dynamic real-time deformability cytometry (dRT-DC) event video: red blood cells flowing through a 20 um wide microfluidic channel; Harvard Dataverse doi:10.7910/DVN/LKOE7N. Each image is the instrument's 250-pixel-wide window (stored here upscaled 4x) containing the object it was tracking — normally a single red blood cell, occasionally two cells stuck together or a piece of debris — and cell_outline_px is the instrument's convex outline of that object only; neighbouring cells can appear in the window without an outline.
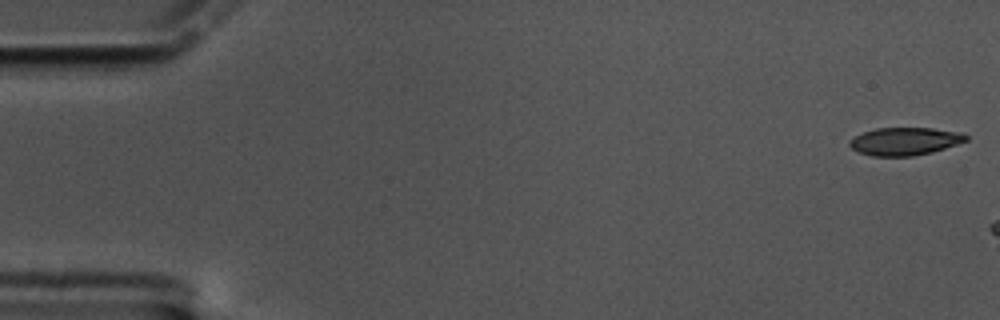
{"species": "common noctule bat (a hibernating species)", "species_latin": "Nyctalus noctula", "temperature_condition": "cold", "stored_images_in_passage": 8, "camera_frame_rate_fps": 3000, "um_per_image_px": 0.085, "animal": {"sex": "male", "body_mass_g": 17.5, "forearm_length_mm": 52.3}, "frame": {"image": 1, "passage_image": 1, "time_ms": 0.0, "image_size_px": [1000, 320], "cell_outline_px": [[968, 140], [932, 152], [912, 156], [872, 156], [860, 152], [852, 148], [848, 144], [856, 136], [864, 132], [876, 128], [932, 128], [964, 132], [968, 136]], "centroid_in_image_um": [76.96, 12.0], "position_along_channel_um": 8.0, "area_um2": 18.73}}